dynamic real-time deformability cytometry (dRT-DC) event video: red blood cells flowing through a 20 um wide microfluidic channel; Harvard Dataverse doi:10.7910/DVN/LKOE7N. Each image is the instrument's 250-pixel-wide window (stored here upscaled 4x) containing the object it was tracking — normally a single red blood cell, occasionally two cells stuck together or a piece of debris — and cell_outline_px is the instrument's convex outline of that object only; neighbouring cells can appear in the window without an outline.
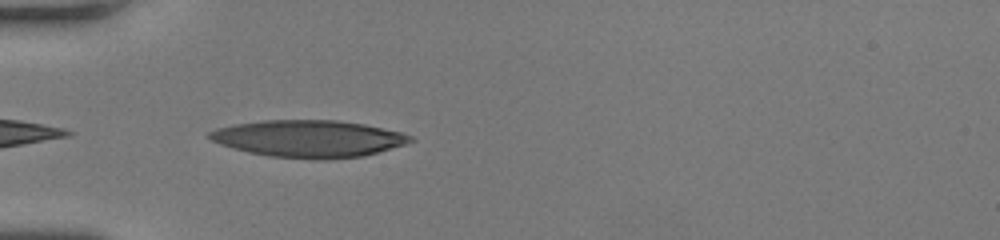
{"species": "human", "species_latin": "Homo sapiens", "temperature_condition": "room temperature", "stored_images_in_passage": 21, "camera_frame_rate_fps": 3000, "um_per_image_px": 0.085, "donor": {"sex": "female"}, "frame": {"image": 1, "passage_image": 1, "time_ms": 0.0, "image_size_px": [1000, 240], "cell_outline_px": [[416, 140], [404, 144], [364, 156], [328, 160], [316, 160], [268, 156], [248, 152], [232, 148], [220, 144], [204, 136], [208, 132], [216, 128], [236, 124], [264, 120], [336, 120], [364, 124], [400, 132], [412, 136]], "centroid_in_image_um": [26.21, 11.79], "position_along_channel_um": 58.8, "area_um2": 43.58}}
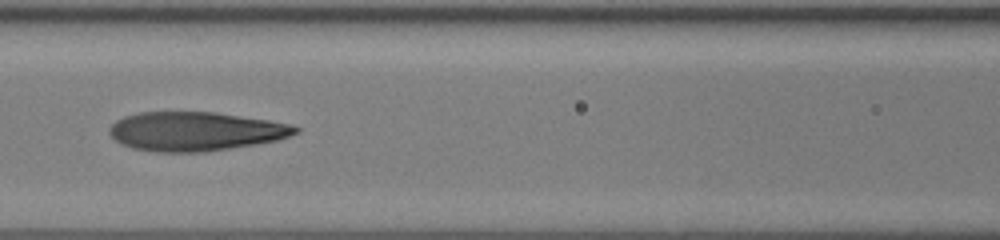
{"frame": {"image": 2, "passage_image": 8, "time_ms": 2.333, "image_size_px": [1000, 240], "cell_outline_px": [[300, 132], [276, 140], [256, 144], [204, 152], [156, 152], [132, 148], [120, 144], [108, 132], [108, 128], [116, 120], [124, 116], [140, 112], [216, 112], [268, 120], [292, 124], [300, 128]], "centroid_in_image_um": [16.59, 11.16], "position_along_channel_um": 150.0, "area_um2": 42.37}}
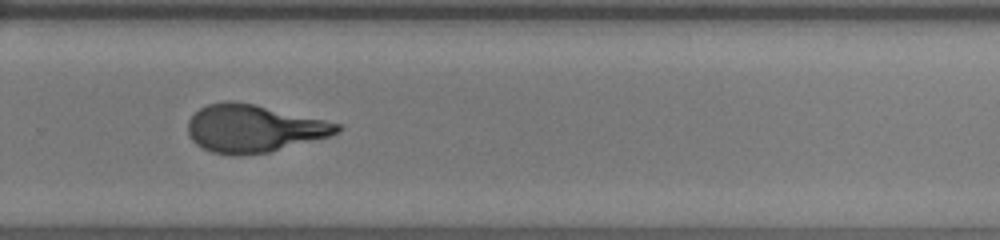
{"frame": {"image": 3, "passage_image": 19, "time_ms": 6.0, "image_size_px": [1000, 240], "cell_outline_px": [[340, 132], [328, 136], [268, 152], [240, 156], [232, 156], [212, 152], [196, 144], [188, 136], [188, 120], [200, 108], [208, 104], [228, 100], [232, 100], [256, 104], [324, 120], [340, 124]], "centroid_in_image_um": [21.51, 10.92], "position_along_channel_um": 308.3, "area_um2": 41.21}}